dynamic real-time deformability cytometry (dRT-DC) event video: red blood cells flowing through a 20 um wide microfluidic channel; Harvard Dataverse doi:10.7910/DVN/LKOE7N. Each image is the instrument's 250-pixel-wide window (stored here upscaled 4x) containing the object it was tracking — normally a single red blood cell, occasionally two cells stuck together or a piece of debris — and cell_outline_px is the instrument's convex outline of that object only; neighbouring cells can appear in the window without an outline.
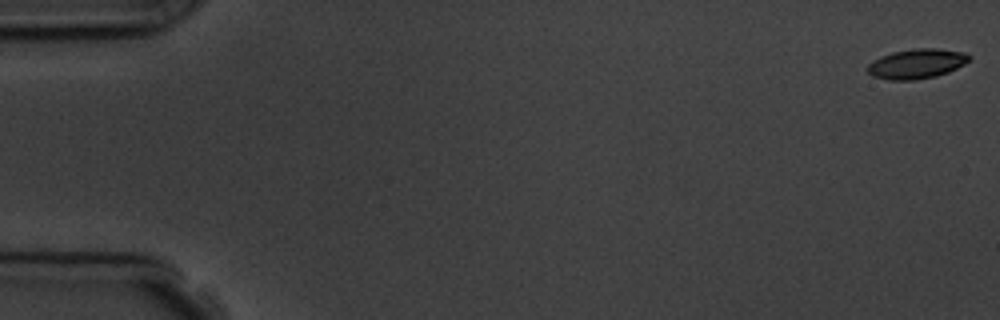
{"species": "common noctule bat (a hibernating species)", "species_latin": "Nyctalus noctula", "temperature_condition": "room temperature", "stored_images_in_passage": 4, "camera_frame_rate_fps": 3000, "um_per_image_px": 0.085, "animal": {"sex": "male", "body_mass_g": 19.5, "forearm_length_mm": 54.6}, "frame": {"image": 1, "passage_image": 1, "time_ms": 0.0, "image_size_px": [1000, 320], "cell_outline_px": [[972, 56], [964, 64], [948, 72], [936, 76], [916, 80], [888, 80], [872, 76], [864, 68], [868, 64], [880, 56], [892, 52], [912, 48], [936, 48], [964, 52]], "centroid_in_image_um": [77.88, 5.42], "position_along_channel_um": 7.1, "area_um2": 17.8}}